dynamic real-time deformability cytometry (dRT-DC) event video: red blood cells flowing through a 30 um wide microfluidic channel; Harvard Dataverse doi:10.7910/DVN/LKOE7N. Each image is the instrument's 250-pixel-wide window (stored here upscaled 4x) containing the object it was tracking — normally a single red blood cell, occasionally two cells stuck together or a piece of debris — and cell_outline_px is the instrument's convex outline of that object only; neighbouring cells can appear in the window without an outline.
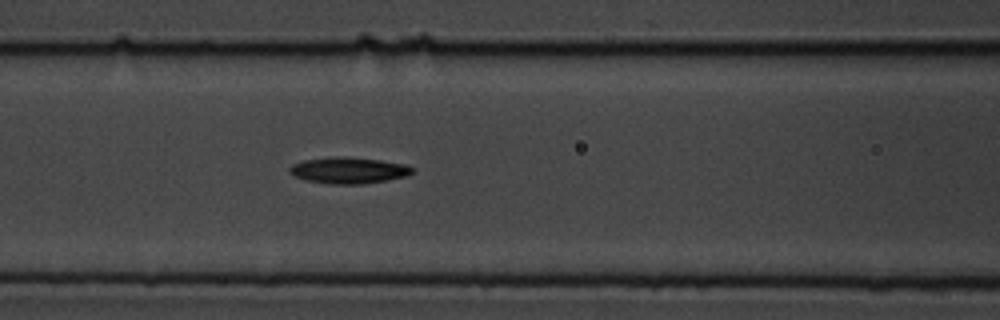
{"species": "common noctule bat (a hibernating species)", "species_latin": "Nyctalus noctula", "temperature_condition": "cold", "stored_images_in_passage": 7, "segment_of_instrument_passage": [1, 2], "camera_frame_rate_fps": 3000, "um_per_image_px": 0.085, "animal": {"sex": "male", "body_mass_g": 19.5, "forearm_length_mm": 54.6}, "frame": {"image": 1, "passage_image": 6, "time_ms": 5.667, "image_size_px": [1000, 320], "cell_outline_px": [[416, 168], [408, 176], [388, 180], [364, 184], [332, 184], [308, 180], [296, 176], [288, 172], [288, 168], [292, 164], [304, 160], [332, 156], [340, 156], [380, 160], [408, 164]], "centroid_in_image_um": [29.68, 14.47], "position_along_channel_um": 136.9, "area_um2": 18.96}}